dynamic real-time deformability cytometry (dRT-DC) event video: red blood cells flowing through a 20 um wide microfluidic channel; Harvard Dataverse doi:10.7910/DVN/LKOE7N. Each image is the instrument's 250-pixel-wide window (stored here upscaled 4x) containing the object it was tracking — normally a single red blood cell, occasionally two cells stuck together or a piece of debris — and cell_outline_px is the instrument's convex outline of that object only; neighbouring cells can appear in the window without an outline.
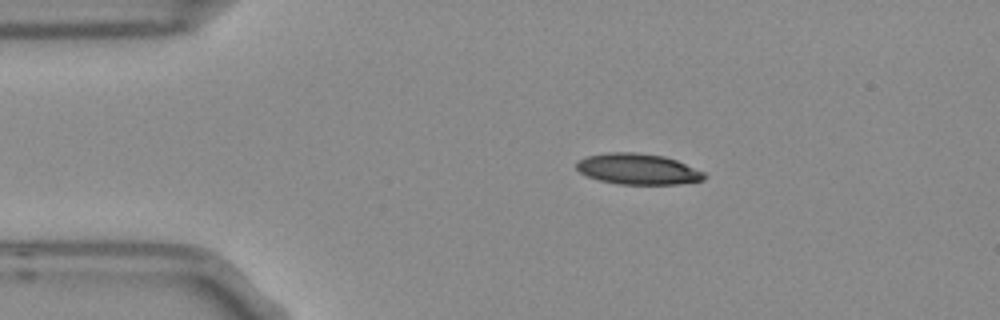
{"species": "Egyptian fruit bat (a non-hibernating species)", "species_latin": "Rousettus aegyptiacus", "temperature_condition": "room temperature", "stored_images_in_passage": 5, "camera_frame_rate_fps": 3000, "um_per_image_px": 0.085, "frame": {"image": 1, "passage_image": 1, "time_ms": 0.0, "image_size_px": [1000, 320], "cell_outline_px": [[708, 176], [704, 180], [680, 184], [620, 184], [600, 180], [588, 176], [580, 172], [576, 168], [576, 164], [584, 156], [608, 152], [636, 152], [664, 156], [676, 160], [704, 172]], "centroid_in_image_um": [54.23, 14.36], "position_along_channel_um": 30.8, "area_um2": 23.0}}
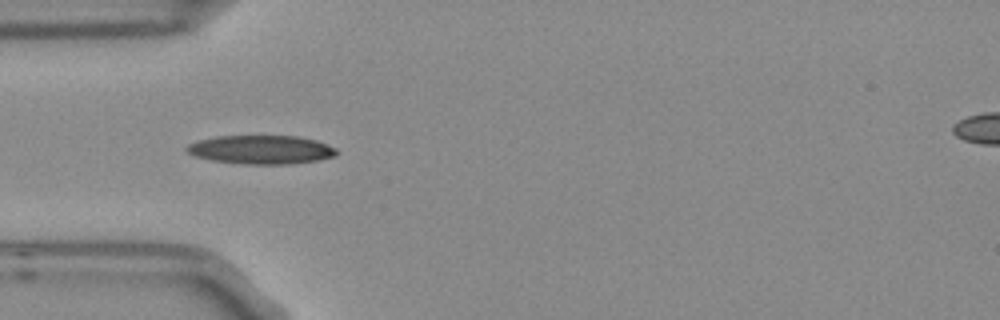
{"frame": {"image": 2, "passage_image": 3, "time_ms": 0.667, "image_size_px": [1000, 320], "cell_outline_px": [[336, 152], [332, 156], [316, 160], [292, 164], [244, 164], [212, 160], [196, 156], [188, 152], [184, 148], [188, 144], [200, 140], [216, 136], [296, 136], [316, 140], [336, 148]], "centroid_in_image_um": [22.17, 12.72], "position_along_channel_um": 62.8, "area_um2": 24.8}}
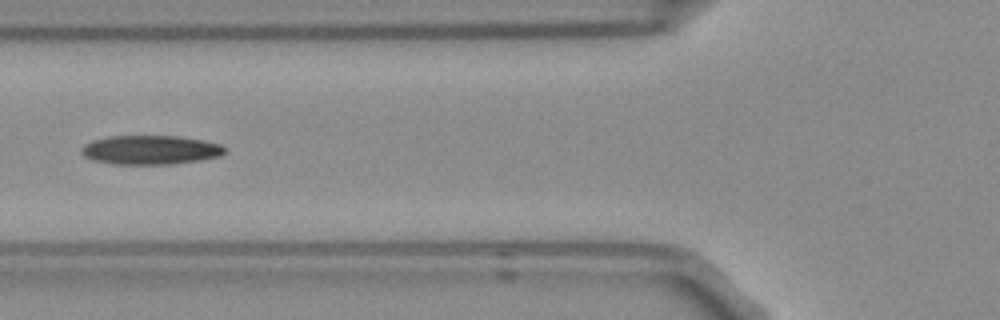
{"frame": {"image": 3, "passage_image": 4, "time_ms": 1.0, "image_size_px": [1000, 320], "cell_outline_px": [[224, 152], [216, 156], [200, 160], [172, 164], [112, 164], [92, 160], [84, 156], [80, 152], [80, 148], [84, 144], [92, 140], [108, 136], [176, 136], [200, 140], [220, 144], [224, 148]], "centroid_in_image_um": [12.69, 12.74], "position_along_channel_um": 113.1, "area_um2": 24.16}}